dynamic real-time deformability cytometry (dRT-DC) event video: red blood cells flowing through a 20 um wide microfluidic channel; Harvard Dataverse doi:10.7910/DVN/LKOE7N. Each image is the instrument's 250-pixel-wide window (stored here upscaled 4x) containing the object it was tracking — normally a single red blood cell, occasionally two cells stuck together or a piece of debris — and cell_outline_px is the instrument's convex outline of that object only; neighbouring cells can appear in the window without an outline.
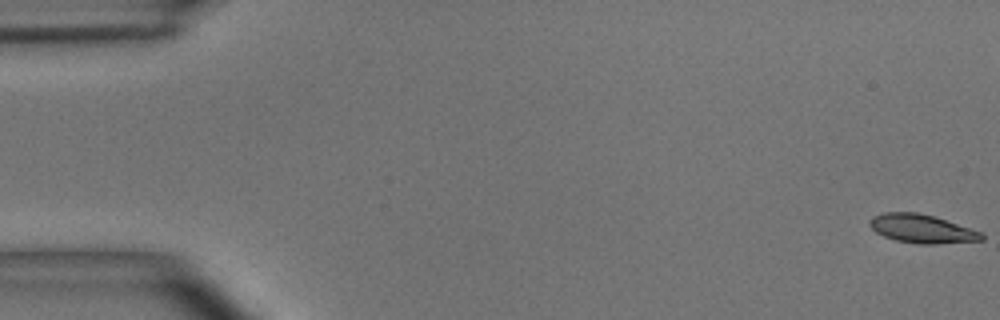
{"species": "common noctule bat (a hibernating species)", "species_latin": "Nyctalus noctula", "temperature_condition": "room temperature", "stored_images_in_passage": 54, "camera_frame_rate_fps": 3000, "um_per_image_px": 0.085, "animal": {"sex": "male", "body_mass_g": 15.6}, "frame": {"image": 1, "passage_image": 1, "time_ms": 0.0, "image_size_px": [1000, 320], "cell_outline_px": [[984, 240], [936, 244], [916, 244], [896, 240], [884, 236], [876, 232], [868, 224], [868, 220], [872, 216], [884, 212], [916, 212], [932, 216], [984, 232]], "centroid_in_image_um": [78.35, 19.45], "position_along_channel_um": 6.6, "area_um2": 18.73}}
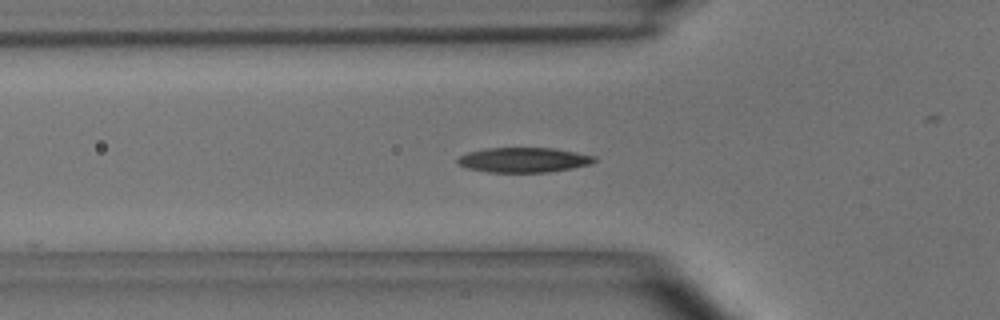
{"frame": {"image": 2, "passage_image": 19, "time_ms": 6.0, "image_size_px": [1000, 320], "cell_outline_px": [[596, 160], [592, 164], [572, 168], [548, 172], [488, 172], [468, 168], [456, 164], [456, 160], [460, 156], [468, 152], [484, 148], [552, 148], [596, 156]], "centroid_in_image_um": [44.49, 13.59], "position_along_channel_um": 81.3, "area_um2": 19.83}}
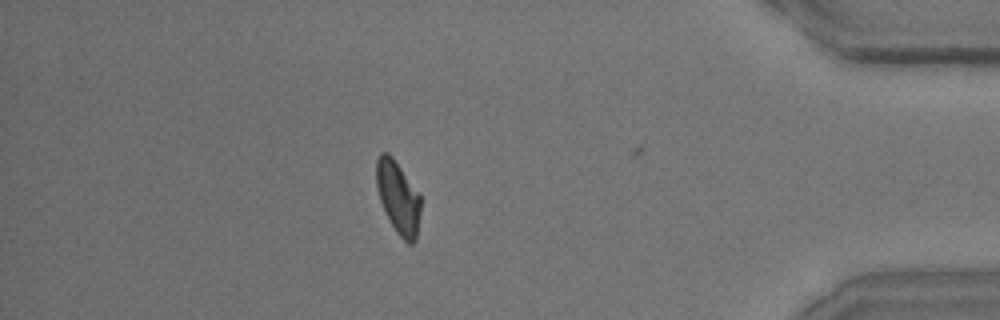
{"frame": {"image": 3, "passage_image": 49, "time_ms": 16.0, "image_size_px": [1000, 320], "cell_outline_px": [[420, 212], [416, 240], [412, 244], [408, 244], [396, 232], [380, 200], [376, 188], [376, 160], [380, 152], [388, 152], [392, 156], [420, 192]], "centroid_in_image_um": [33.85, 16.74], "position_along_channel_um": 401.4, "area_um2": 18.84}, "authors_computed_cell_mechanics": {"area_um2": 19.2185, "velocity_mm_per_s": 3.6062, "shape_relaxation_time_tau1_ms": 3.325, "shape_relaxation_time_tau2_ms": 6.4017, "deformation_change_tau1": 0.1297, "deformation_change_tau2": 0.1235}}